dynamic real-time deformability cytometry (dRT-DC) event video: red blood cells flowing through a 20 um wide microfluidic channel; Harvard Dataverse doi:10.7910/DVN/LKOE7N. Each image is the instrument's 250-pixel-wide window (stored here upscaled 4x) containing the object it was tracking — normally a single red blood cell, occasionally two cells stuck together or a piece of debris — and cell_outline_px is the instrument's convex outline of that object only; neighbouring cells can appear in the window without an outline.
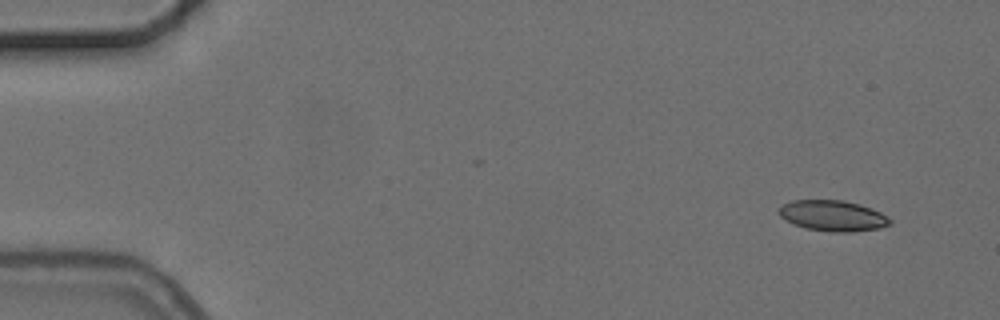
{"species": "common noctule bat (a hibernating species)", "species_latin": "Nyctalus noctula", "temperature_condition": "cold", "stored_images_in_passage": 5, "camera_frame_rate_fps": 3000, "um_per_image_px": 0.085, "animal": {"sex": "female", "body_mass_g": 24.6, "forearm_length_mm": 56.2}, "frame": {"image": 1, "passage_image": 1, "time_ms": 0.0, "image_size_px": [1000, 320], "cell_outline_px": [[892, 224], [880, 228], [852, 232], [832, 232], [804, 228], [792, 224], [780, 216], [780, 208], [784, 204], [792, 200], [840, 200], [872, 208], [888, 216], [892, 220]], "centroid_in_image_um": [70.82, 18.35], "position_along_channel_um": 14.2, "area_um2": 19.88}}